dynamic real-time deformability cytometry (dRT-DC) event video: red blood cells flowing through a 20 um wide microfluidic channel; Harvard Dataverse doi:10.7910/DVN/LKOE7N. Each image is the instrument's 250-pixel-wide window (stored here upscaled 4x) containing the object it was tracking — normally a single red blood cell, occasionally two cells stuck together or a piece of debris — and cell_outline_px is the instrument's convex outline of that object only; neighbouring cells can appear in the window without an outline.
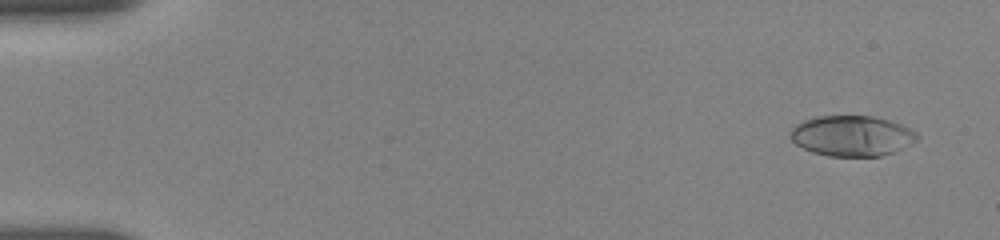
{"species": "human", "species_latin": "Homo sapiens", "temperature_condition": "room temperature", "stored_images_in_passage": 55, "camera_frame_rate_fps": 3000, "um_per_image_px": 0.085, "donor": {"sex": "female"}, "frame": {"image": 1, "passage_image": 3, "time_ms": 0.667, "image_size_px": [1000, 240], "cell_outline_px": [[920, 136], [912, 144], [892, 152], [880, 156], [828, 156], [812, 152], [796, 144], [788, 136], [792, 128], [796, 124], [804, 120], [816, 116], [872, 116], [888, 120], [900, 124], [916, 132]], "centroid_in_image_um": [72.39, 11.55], "position_along_channel_um": 12.6, "area_um2": 29.88}}
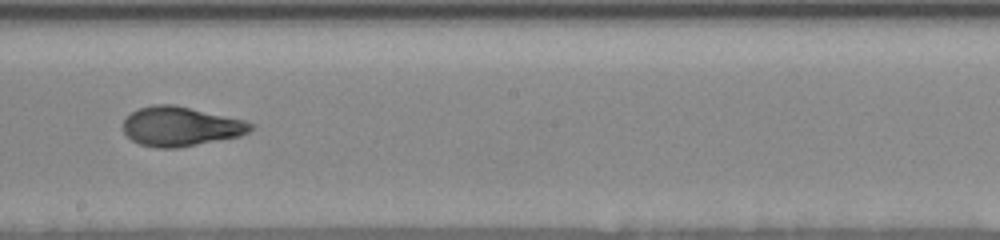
{"frame": {"image": 2, "passage_image": 32, "time_ms": 10.333, "image_size_px": [1000, 240], "cell_outline_px": [[256, 128], [240, 136], [176, 148], [156, 148], [140, 144], [132, 140], [124, 132], [124, 120], [132, 112], [140, 108], [152, 104], [172, 104], [244, 120], [256, 124]], "centroid_in_image_um": [15.38, 10.75], "position_along_channel_um": 232.8, "area_um2": 29.13}}
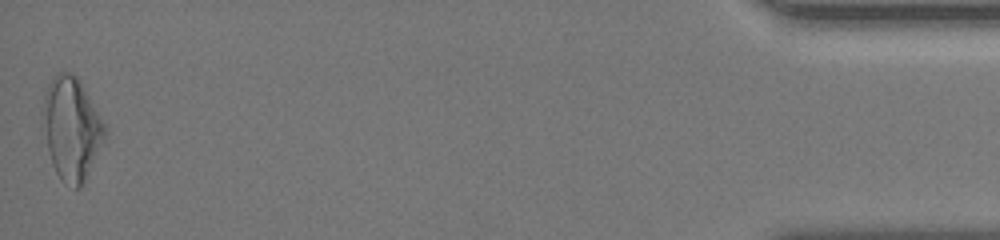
{"frame": {"image": 3, "passage_image": 55, "time_ms": 18.0, "image_size_px": [1000, 240], "cell_outline_px": [[108, 128], [84, 180], [80, 188], [76, 188], [64, 184], [60, 180], [52, 164], [48, 148], [40, 112], [44, 92], [52, 76], [60, 72], [72, 72], [76, 76], [84, 88]], "centroid_in_image_um": [6.04, 10.88], "position_along_channel_um": 429.2, "area_um2": 36.88}, "authors_computed_cell_mechanics": {"area_um2": 29.5936, "velocity_mm_per_s": 3.6536, "shape_relaxation_time_tau1_ms": 5.2003, "shape_relaxation_time_tau2_ms": 1.2228, "deformation_change_tau1": 0.1826, "deformation_change_tau2": 0.0628}}